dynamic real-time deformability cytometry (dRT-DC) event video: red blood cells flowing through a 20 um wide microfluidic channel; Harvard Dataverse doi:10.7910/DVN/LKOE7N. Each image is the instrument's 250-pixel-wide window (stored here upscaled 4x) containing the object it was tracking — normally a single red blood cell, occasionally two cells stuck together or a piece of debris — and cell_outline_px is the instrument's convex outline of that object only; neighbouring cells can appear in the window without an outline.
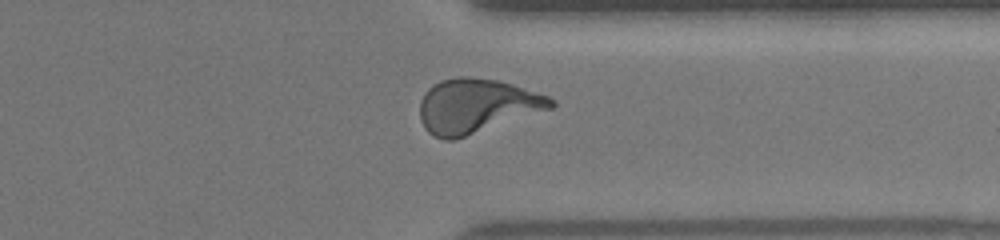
{"species": "human", "species_latin": "Homo sapiens", "temperature_condition": "warm", "stored_images_in_passage": 33, "camera_frame_rate_fps": 3000, "um_per_image_px": 0.085, "donor": {"sex": "female"}, "frame": {"image": 1, "passage_image": 28, "time_ms": 9.0, "image_size_px": [1000, 240], "cell_outline_px": [[556, 104], [552, 108], [456, 140], [444, 140], [432, 136], [424, 128], [420, 120], [420, 100], [424, 92], [428, 88], [440, 80], [456, 76], [468, 76], [496, 80], [512, 84], [548, 96], [556, 100]], "centroid_in_image_um": [40.47, 9.01], "position_along_channel_um": 370.9, "area_um2": 41.79}, "authors_computed_cell_mechanics": {"area_um2": 39.7086, "velocity_mm_per_s": 3.9511, "shape_relaxation_time_tau1_ms": 5.6251, "shape_relaxation_time_tau2_ms": 1.001, "deformation_change_tau1": 0.2689, "deformation_change_tau2": 0.0979}}